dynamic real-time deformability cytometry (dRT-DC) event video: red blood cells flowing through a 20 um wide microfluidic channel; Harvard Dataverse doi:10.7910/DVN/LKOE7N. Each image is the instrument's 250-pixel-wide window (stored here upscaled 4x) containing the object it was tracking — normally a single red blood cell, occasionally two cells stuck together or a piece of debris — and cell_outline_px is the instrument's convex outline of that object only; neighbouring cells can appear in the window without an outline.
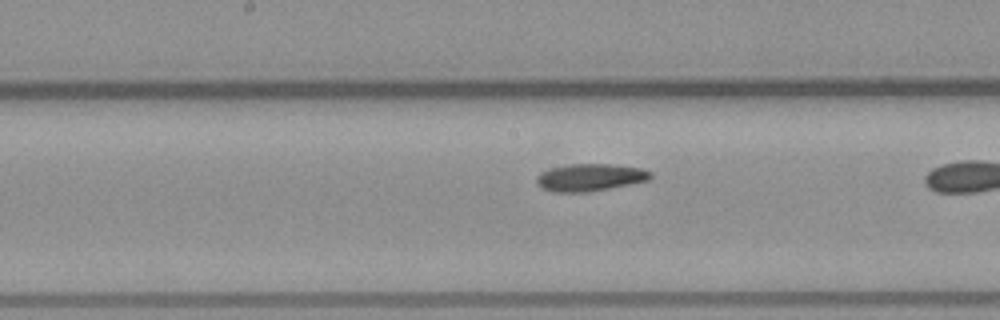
{"species": "common noctule bat (a hibernating species)", "species_latin": "Nyctalus noctula", "temperature_condition": "warm", "stored_images_in_passage": 23, "camera_frame_rate_fps": 3000, "um_per_image_px": 0.085, "animal": {"sex": "male", "body_mass_g": 23.1, "forearm_length_mm": 52.7}, "frame": {"image": 1, "passage_image": 21, "time_ms": 6.667, "image_size_px": [1000, 320], "cell_outline_px": [[652, 176], [648, 180], [588, 192], [552, 192], [536, 184], [536, 176], [540, 172], [552, 168], [572, 164], [608, 164], [640, 168], [652, 172]], "centroid_in_image_um": [50.12, 15.08], "position_along_channel_um": 198.1, "area_um2": 17.92}}